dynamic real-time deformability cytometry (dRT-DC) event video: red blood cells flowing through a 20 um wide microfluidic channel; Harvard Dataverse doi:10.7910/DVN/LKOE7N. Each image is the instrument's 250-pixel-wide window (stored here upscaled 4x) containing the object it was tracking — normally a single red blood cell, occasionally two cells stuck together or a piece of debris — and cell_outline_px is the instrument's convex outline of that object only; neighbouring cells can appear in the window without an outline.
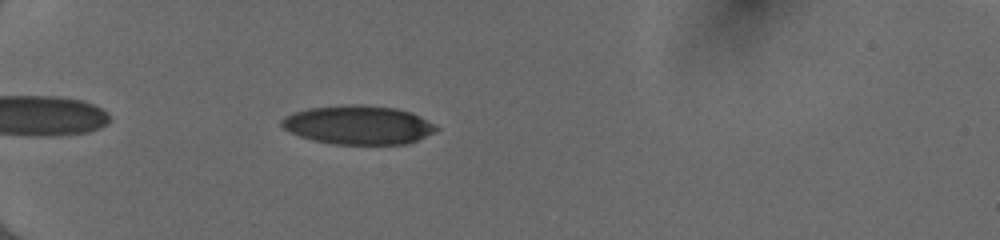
{"species": "human", "species_latin": "Homo sapiens", "temperature_condition": "cold", "stored_images_in_passage": 37, "camera_frame_rate_fps": 3000, "um_per_image_px": 0.085, "donor": {"sex": "female"}, "frame": {"image": 1, "passage_image": 5, "time_ms": 1.333, "image_size_px": [1000, 240], "cell_outline_px": [[440, 128], [408, 144], [332, 144], [312, 140], [288, 132], [280, 124], [280, 120], [284, 116], [292, 112], [308, 108], [348, 104], [364, 104], [396, 108], [420, 116]], "centroid_in_image_um": [30.39, 10.61], "position_along_channel_um": 54.6, "area_um2": 35.08}}
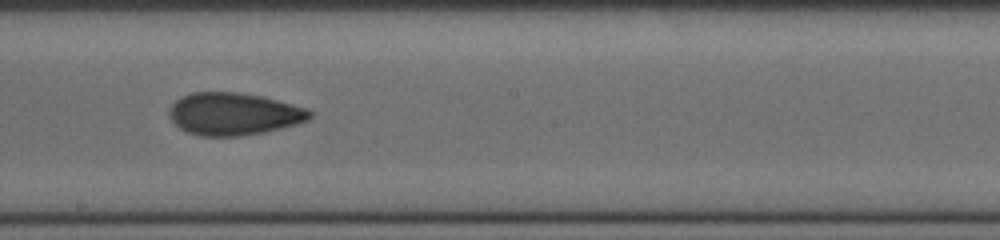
{"frame": {"image": 2, "passage_image": 20, "time_ms": 6.333, "image_size_px": [1000, 240], "cell_outline_px": [[312, 116], [308, 120], [296, 124], [264, 132], [240, 136], [200, 136], [188, 132], [180, 128], [168, 116], [168, 112], [172, 104], [176, 100], [192, 92], [236, 92], [260, 96], [308, 108], [312, 112]], "centroid_in_image_um": [19.86, 9.69], "position_along_channel_um": 228.3, "area_um2": 34.56}}
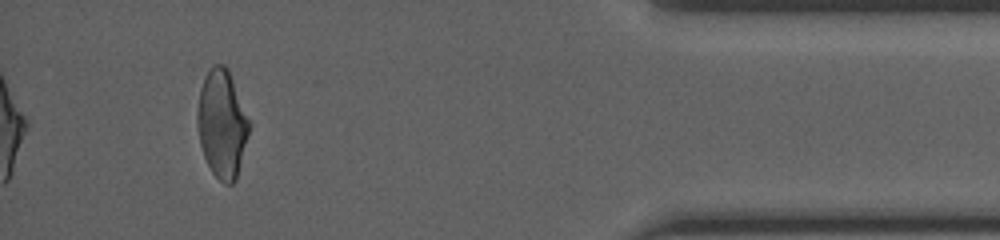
{"frame": {"image": 3, "passage_image": 37, "time_ms": 12.0, "image_size_px": [1000, 240], "cell_outline_px": [[252, 124], [236, 180], [232, 184], [224, 184], [212, 172], [204, 156], [200, 144], [196, 120], [196, 112], [200, 88], [204, 76], [212, 64], [224, 64], [228, 68], [252, 120]], "centroid_in_image_um": [18.9, 10.48], "position_along_channel_um": 416.3, "area_um2": 33.47}, "authors_computed_cell_mechanics": {"area_um2": 34.3332, "velocity_mm_per_s": 4.0562, "shape_relaxation_time_tau1_ms": 8.4943, "shape_relaxation_time_tau2_ms": 2.3111, "deformation_change_tau1": 0.2096, "deformation_change_tau2": 0.0905}}